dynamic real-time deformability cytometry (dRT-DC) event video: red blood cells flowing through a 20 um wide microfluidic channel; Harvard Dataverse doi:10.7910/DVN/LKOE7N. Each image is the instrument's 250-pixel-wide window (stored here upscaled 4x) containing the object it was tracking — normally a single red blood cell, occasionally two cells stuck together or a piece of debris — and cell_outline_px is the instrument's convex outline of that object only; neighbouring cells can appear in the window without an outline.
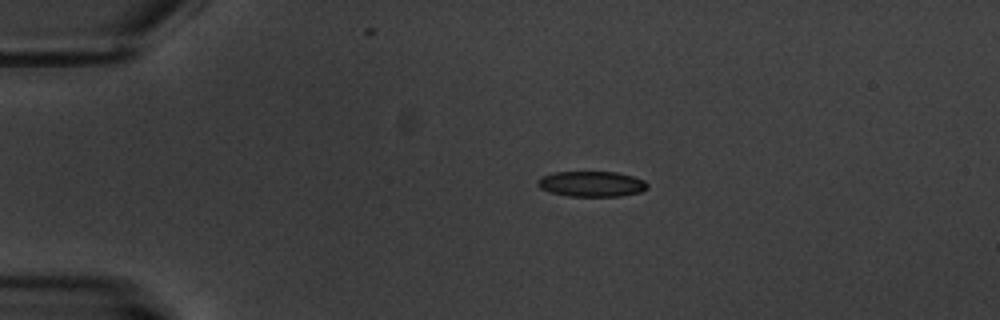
{"species": "common noctule bat (a hibernating species)", "species_latin": "Nyctalus noctula", "temperature_condition": "warm", "stored_images_in_passage": 6, "camera_frame_rate_fps": 3000, "um_per_image_px": 0.085, "animal": {"sex": "male", "body_mass_g": 20.1, "forearm_length_mm": 53.5}, "frame": {"image": 1, "passage_image": 3, "time_ms": 2.333, "image_size_px": [1000, 320], "cell_outline_px": [[648, 188], [640, 192], [620, 196], [568, 196], [548, 192], [540, 188], [536, 184], [536, 180], [540, 176], [556, 172], [616, 172], [632, 176], [644, 180], [648, 184]], "centroid_in_image_um": [50.24, 15.63], "position_along_channel_um": 34.8, "area_um2": 16.42}}